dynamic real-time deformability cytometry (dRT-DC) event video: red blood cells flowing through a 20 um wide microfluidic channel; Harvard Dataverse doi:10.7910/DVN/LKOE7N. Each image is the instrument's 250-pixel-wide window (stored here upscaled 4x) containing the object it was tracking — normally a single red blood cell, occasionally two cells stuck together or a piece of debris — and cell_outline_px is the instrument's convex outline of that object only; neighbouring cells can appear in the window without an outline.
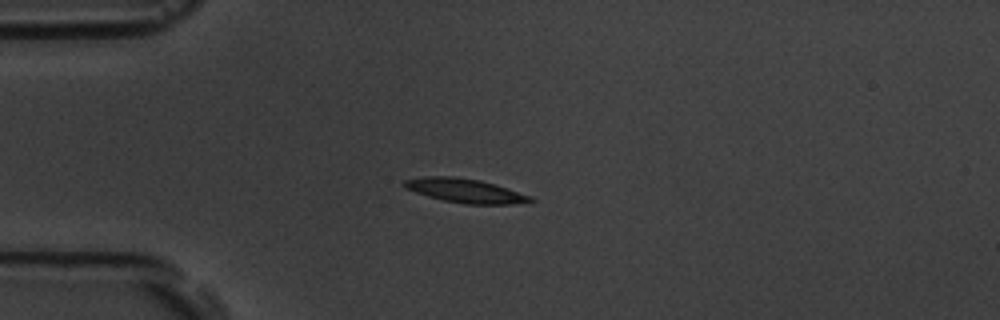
{"species": "common noctule bat (a hibernating species)", "species_latin": "Nyctalus noctula", "temperature_condition": "room temperature", "stored_images_in_passage": 6, "camera_frame_rate_fps": 3000, "um_per_image_px": 0.085, "animal": {"sex": "male", "body_mass_g": 19.5, "forearm_length_mm": 54.6}, "frame": {"image": 1, "passage_image": 1, "time_ms": 0.0, "image_size_px": [1000, 320], "cell_outline_px": [[536, 200], [512, 204], [464, 204], [444, 200], [428, 196], [404, 188], [400, 184], [404, 180], [424, 176], [452, 176], [480, 180], [532, 196]], "centroid_in_image_um": [39.49, 16.2], "position_along_channel_um": 45.5, "area_um2": 17.57}}
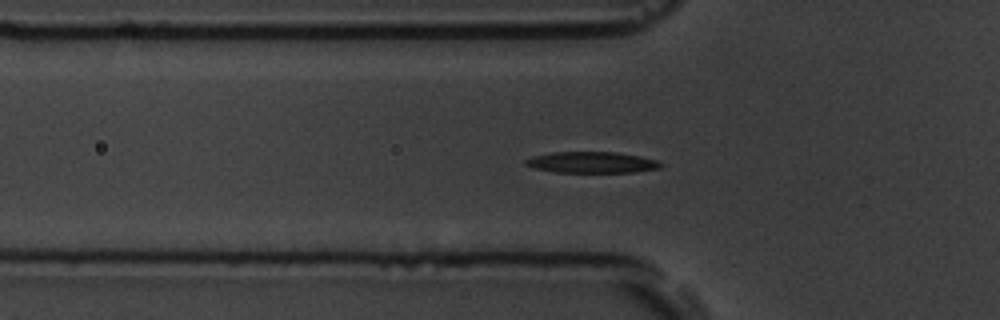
{"frame": {"image": 2, "passage_image": 5, "time_ms": 1.333, "image_size_px": [1000, 320], "cell_outline_px": [[664, 164], [660, 168], [636, 172], [556, 172], [532, 168], [524, 164], [524, 160], [532, 156], [552, 152], [616, 152], [640, 156], [656, 160]], "centroid_in_image_um": [50.28, 13.8], "position_along_channel_um": 75.5, "area_um2": 16.76}}